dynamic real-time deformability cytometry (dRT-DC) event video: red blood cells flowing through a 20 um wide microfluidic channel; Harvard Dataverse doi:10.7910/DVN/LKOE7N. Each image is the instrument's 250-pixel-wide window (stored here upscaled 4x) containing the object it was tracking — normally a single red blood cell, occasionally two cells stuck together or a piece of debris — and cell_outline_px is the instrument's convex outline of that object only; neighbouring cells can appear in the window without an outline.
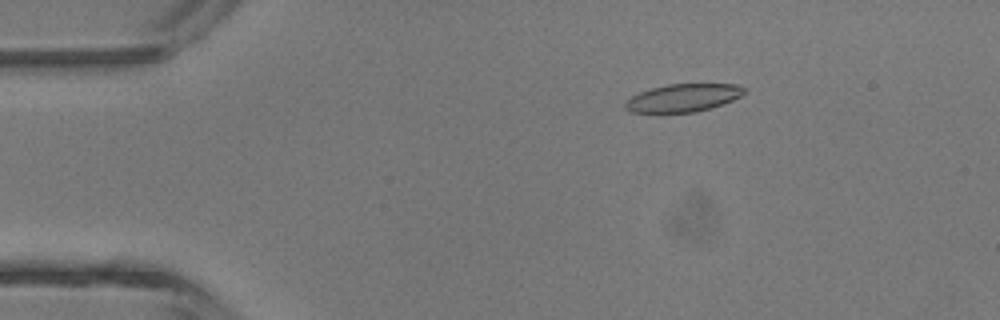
{"species": "common noctule bat (a hibernating species)", "species_latin": "Nyctalus noctula", "temperature_condition": "room temperature", "stored_images_in_passage": 3, "camera_frame_rate_fps": 3000, "um_per_image_px": 0.085, "animal": {"sex": "male", "body_mass_g": 13.3}, "frame": {"image": 1, "passage_image": 2, "time_ms": 1.667, "image_size_px": [1000, 320], "cell_outline_px": [[748, 92], [724, 104], [712, 108], [696, 112], [632, 112], [624, 108], [624, 104], [632, 96], [640, 92], [652, 88], [668, 84], [736, 84], [748, 88]], "centroid_in_image_um": [58.14, 8.31], "position_along_channel_um": 26.9, "area_um2": 19.36}}